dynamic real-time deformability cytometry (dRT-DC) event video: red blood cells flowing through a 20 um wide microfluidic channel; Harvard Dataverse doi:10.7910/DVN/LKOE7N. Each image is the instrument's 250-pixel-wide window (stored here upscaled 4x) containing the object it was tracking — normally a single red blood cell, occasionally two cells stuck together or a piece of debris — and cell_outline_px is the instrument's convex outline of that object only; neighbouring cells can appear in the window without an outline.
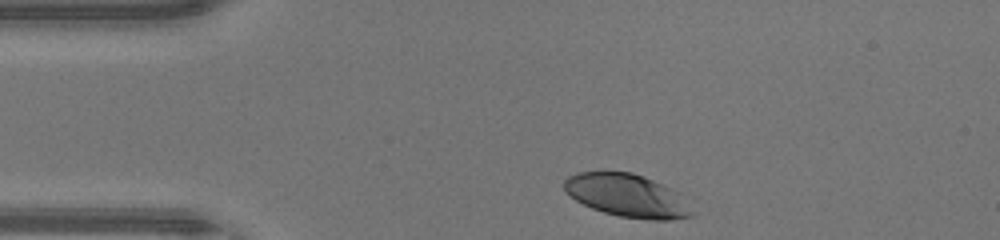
{"species": "human", "species_latin": "Homo sapiens", "temperature_condition": "warm", "stored_images_in_passage": 30, "camera_frame_rate_fps": 3000, "um_per_image_px": 0.085, "donor": {"sex": "male"}, "frame": {"image": 1, "passage_image": 1, "time_ms": 0.0, "image_size_px": [1000, 240], "cell_outline_px": [[696, 212], [692, 216], [668, 220], [652, 220], [620, 216], [604, 212], [592, 208], [576, 200], [564, 188], [564, 180], [568, 176], [580, 172], [632, 172], [644, 176], [672, 188]], "centroid_in_image_um": [53.34, 16.62], "position_along_channel_um": 31.7, "area_um2": 31.73}}
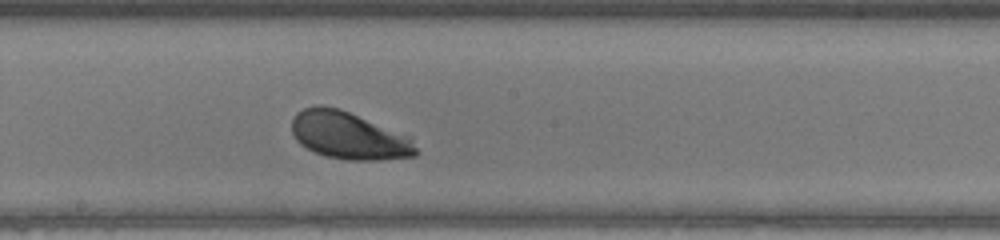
{"frame": {"image": 2, "passage_image": 17, "time_ms": 5.333, "image_size_px": [1000, 240], "cell_outline_px": [[420, 152], [416, 156], [380, 160], [348, 160], [324, 156], [300, 144], [296, 140], [292, 132], [292, 120], [296, 112], [304, 108], [316, 104], [320, 104], [340, 108], [412, 140]], "centroid_in_image_um": [29.58, 11.53], "position_along_channel_um": 218.6, "area_um2": 33.81}}
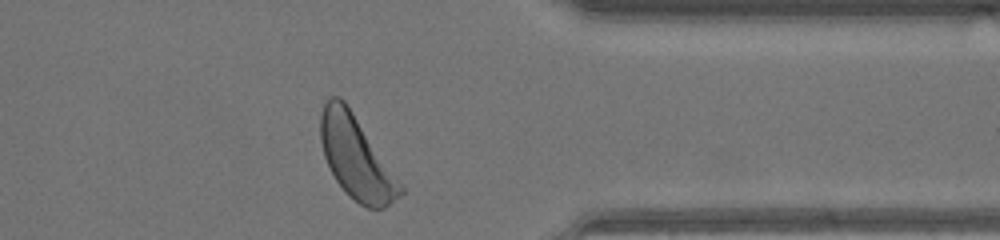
{"frame": {"image": 3, "passage_image": 29, "time_ms": 9.333, "image_size_px": [1000, 240], "cell_outline_px": [[404, 192], [400, 196], [384, 208], [368, 208], [360, 204], [348, 196], [336, 180], [324, 156], [320, 140], [320, 116], [324, 104], [332, 96], [340, 96], [344, 100], [404, 188]], "centroid_in_image_um": [30.25, 13.41], "position_along_channel_um": 381.1, "area_um2": 37.63}, "authors_computed_cell_mechanics": {"area_um2": 33.7552, "velocity_mm_per_s": 4.3969, "shape_relaxation_time_tau1_ms": 0.7671, "shape_relaxation_time_tau2_ms": null, "deformation_change_tau1": 0.0873, "deformation_change_tau2": null}}